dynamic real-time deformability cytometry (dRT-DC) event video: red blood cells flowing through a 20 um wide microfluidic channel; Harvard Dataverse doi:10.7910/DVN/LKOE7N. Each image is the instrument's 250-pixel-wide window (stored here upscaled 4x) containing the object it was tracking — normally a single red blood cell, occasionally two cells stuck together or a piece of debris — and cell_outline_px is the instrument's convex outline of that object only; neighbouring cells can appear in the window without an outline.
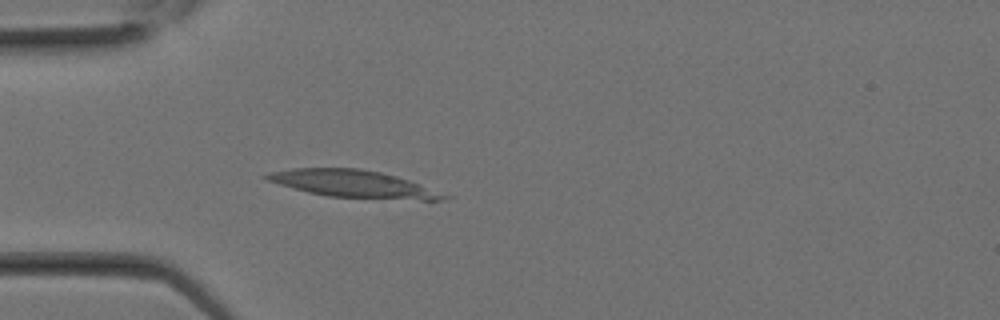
{"species": "Egyptian fruit bat (a non-hibernating species)", "species_latin": "Rousettus aegyptiacus", "temperature_condition": "room temperature", "stored_images_in_passage": 11, "camera_frame_rate_fps": 3000, "um_per_image_px": 0.085, "animal": {"sex": "female"}, "frame": {"image": 1, "passage_image": 7, "time_ms": 2.0, "image_size_px": [1000, 320], "cell_outline_px": [[452, 196], [440, 200], [424, 200], [328, 196], [308, 192], [280, 184], [268, 180], [260, 176], [268, 172], [292, 168], [360, 168], [380, 172], [396, 176], [420, 184]], "centroid_in_image_um": [30.01, 15.62], "position_along_channel_um": 55.0, "area_um2": 27.86}}